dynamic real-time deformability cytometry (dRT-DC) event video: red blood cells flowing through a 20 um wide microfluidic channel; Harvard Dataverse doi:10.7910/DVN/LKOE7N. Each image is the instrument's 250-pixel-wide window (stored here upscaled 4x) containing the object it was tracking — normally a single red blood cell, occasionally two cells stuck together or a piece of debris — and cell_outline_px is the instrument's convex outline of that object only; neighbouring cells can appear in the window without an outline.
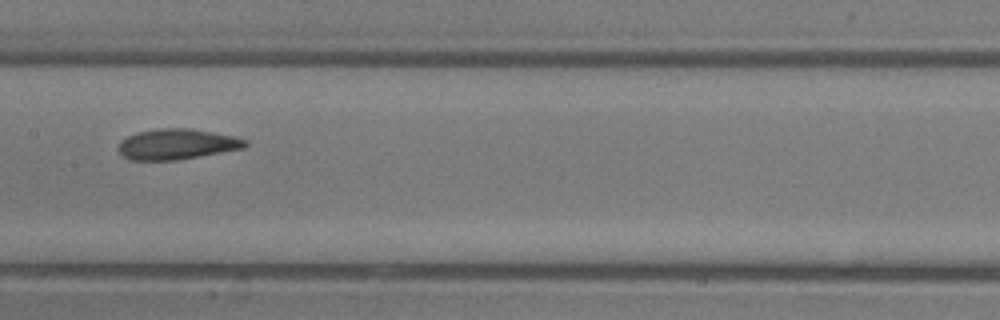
{"species": "common noctule bat (a hibernating species)", "species_latin": "Nyctalus noctula", "temperature_condition": "room temperature", "stored_images_in_passage": 6, "camera_frame_rate_fps": 3000, "um_per_image_px": 0.085, "animal": {"sex": "male", "body_mass_g": 13.3}, "frame": {"image": 1, "passage_image": 5, "time_ms": 4.667, "image_size_px": [1000, 320], "cell_outline_px": [[248, 144], [244, 148], [176, 160], [128, 160], [116, 148], [120, 140], [136, 132], [160, 128], [192, 128], [232, 136], [248, 140]], "centroid_in_image_um": [15.0, 12.25], "position_along_channel_um": 192.4, "area_um2": 22.6}}
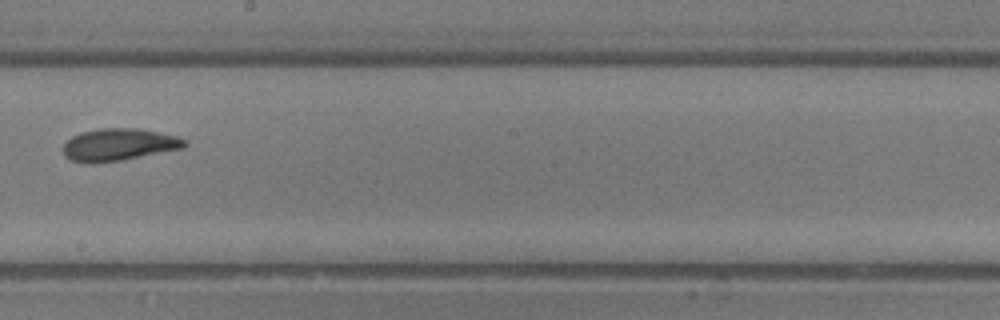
{"frame": {"image": 2, "passage_image": 6, "time_ms": 5.667, "image_size_px": [1000, 320], "cell_outline_px": [[188, 144], [184, 148], [120, 160], [96, 164], [84, 164], [72, 160], [64, 156], [64, 144], [72, 136], [80, 132], [100, 128], [136, 128], [176, 136], [188, 140]], "centroid_in_image_um": [10.08, 12.3], "position_along_channel_um": 238.1, "area_um2": 22.89}}